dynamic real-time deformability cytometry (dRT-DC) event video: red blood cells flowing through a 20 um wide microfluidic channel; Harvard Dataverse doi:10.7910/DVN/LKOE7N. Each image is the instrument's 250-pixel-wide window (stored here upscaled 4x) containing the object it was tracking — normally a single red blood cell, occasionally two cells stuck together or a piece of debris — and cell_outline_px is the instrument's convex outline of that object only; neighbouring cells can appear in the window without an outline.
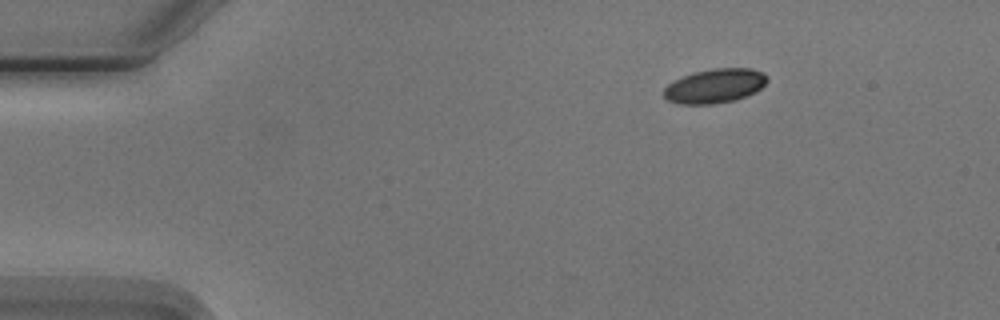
{"species": "Egyptian fruit bat (a non-hibernating species)", "species_latin": "Rousettus aegyptiacus", "temperature_condition": "cold", "stored_images_in_passage": 3, "camera_frame_rate_fps": 3000, "um_per_image_px": 0.085, "animal": {"sex": "male"}, "frame": {"image": 1, "passage_image": 1, "time_ms": 0.0, "image_size_px": [1000, 320], "cell_outline_px": [[768, 80], [756, 92], [736, 100], [712, 104], [680, 104], [668, 100], [664, 96], [664, 88], [668, 84], [684, 76], [696, 72], [716, 68], [748, 68], [760, 72]], "centroid_in_image_um": [60.75, 7.32], "position_along_channel_um": 24.2, "area_um2": 20.29}}